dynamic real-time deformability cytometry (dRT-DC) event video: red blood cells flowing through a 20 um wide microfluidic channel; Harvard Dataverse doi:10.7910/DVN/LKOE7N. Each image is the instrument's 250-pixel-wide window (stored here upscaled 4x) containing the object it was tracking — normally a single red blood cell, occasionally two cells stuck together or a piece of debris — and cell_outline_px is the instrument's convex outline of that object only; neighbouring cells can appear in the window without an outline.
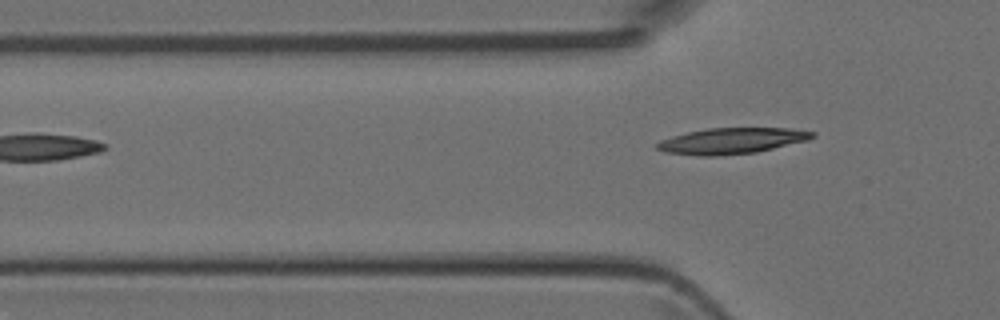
{"species": "Egyptian fruit bat (a non-hibernating species)", "species_latin": "Rousettus aegyptiacus", "temperature_condition": "room temperature", "stored_images_in_passage": 2, "camera_frame_rate_fps": 3000, "um_per_image_px": 0.085, "animal": {"sex": "female"}, "frame": {"image": 1, "passage_image": 2, "time_ms": 0.333, "image_size_px": [1000, 320], "cell_outline_px": [[816, 136], [808, 140], [756, 152], [716, 156], [696, 156], [664, 152], [656, 148], [656, 144], [660, 140], [672, 136], [688, 132], [708, 128], [792, 128], [816, 132]], "centroid_in_image_um": [62.19, 11.97], "position_along_channel_um": 63.6, "area_um2": 23.58}}